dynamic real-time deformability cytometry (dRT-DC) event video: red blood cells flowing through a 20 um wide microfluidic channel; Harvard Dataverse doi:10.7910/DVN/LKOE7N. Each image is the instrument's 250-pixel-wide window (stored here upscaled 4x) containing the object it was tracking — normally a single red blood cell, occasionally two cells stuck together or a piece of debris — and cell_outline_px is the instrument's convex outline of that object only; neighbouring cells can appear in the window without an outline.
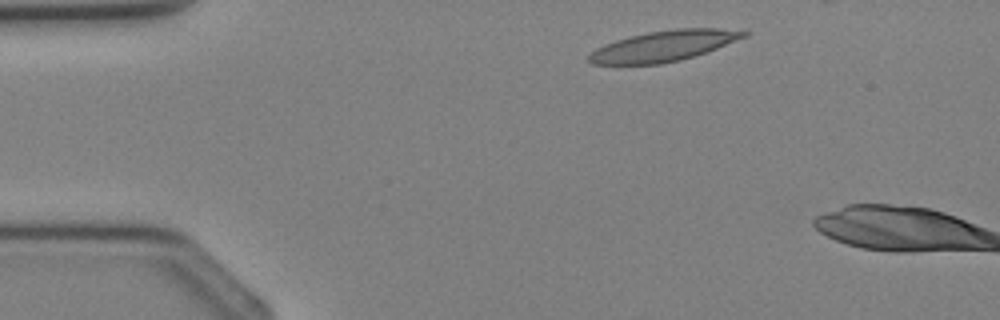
{"species": "Egyptian fruit bat (a non-hibernating species)", "species_latin": "Rousettus aegyptiacus", "temperature_condition": "cold", "stored_images_in_passage": 2, "camera_frame_rate_fps": 3000, "um_per_image_px": 0.085, "animal": {"sex": "female"}, "frame": {"image": 1, "passage_image": 1, "time_ms": 0.0, "image_size_px": [1000, 320], "cell_outline_px": [[748, 32], [744, 36], [708, 52], [696, 56], [680, 60], [660, 64], [592, 64], [588, 60], [588, 56], [596, 48], [604, 44], [628, 36], [648, 32], [676, 28], [716, 28]], "centroid_in_image_um": [56.36, 3.91], "position_along_channel_um": 28.6, "area_um2": 27.4}}